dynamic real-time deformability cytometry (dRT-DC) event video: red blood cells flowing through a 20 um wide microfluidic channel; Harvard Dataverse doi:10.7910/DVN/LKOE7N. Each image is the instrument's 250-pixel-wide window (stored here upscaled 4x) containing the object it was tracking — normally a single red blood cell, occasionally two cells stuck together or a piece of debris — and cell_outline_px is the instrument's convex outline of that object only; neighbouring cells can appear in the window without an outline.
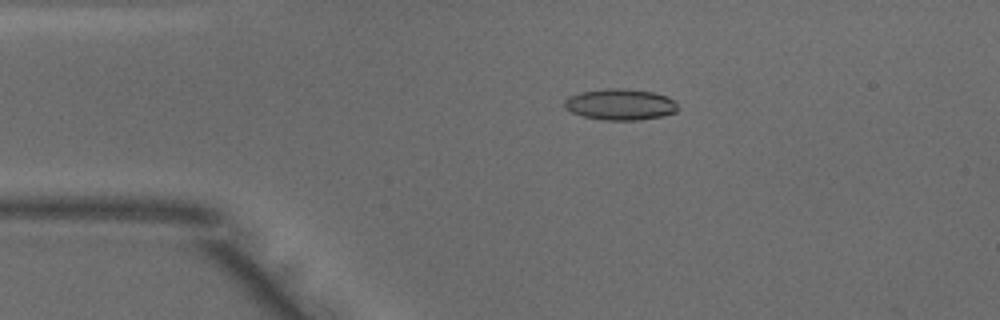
{"species": "common noctule bat (a hibernating species)", "species_latin": "Nyctalus noctula", "temperature_condition": "warm", "stored_images_in_passage": 5, "camera_frame_rate_fps": 3000, "um_per_image_px": 0.085, "animal": {"sex": "male", "body_mass_g": 18.8}, "frame": {"image": 1, "passage_image": 2, "time_ms": 0.333, "image_size_px": [1000, 320], "cell_outline_px": [[676, 112], [664, 116], [640, 120], [604, 120], [584, 116], [572, 112], [564, 108], [564, 100], [568, 96], [580, 92], [604, 88], [628, 88], [652, 92], [668, 96], [676, 104]], "centroid_in_image_um": [52.7, 8.87], "position_along_channel_um": 32.3, "area_um2": 20.75}}